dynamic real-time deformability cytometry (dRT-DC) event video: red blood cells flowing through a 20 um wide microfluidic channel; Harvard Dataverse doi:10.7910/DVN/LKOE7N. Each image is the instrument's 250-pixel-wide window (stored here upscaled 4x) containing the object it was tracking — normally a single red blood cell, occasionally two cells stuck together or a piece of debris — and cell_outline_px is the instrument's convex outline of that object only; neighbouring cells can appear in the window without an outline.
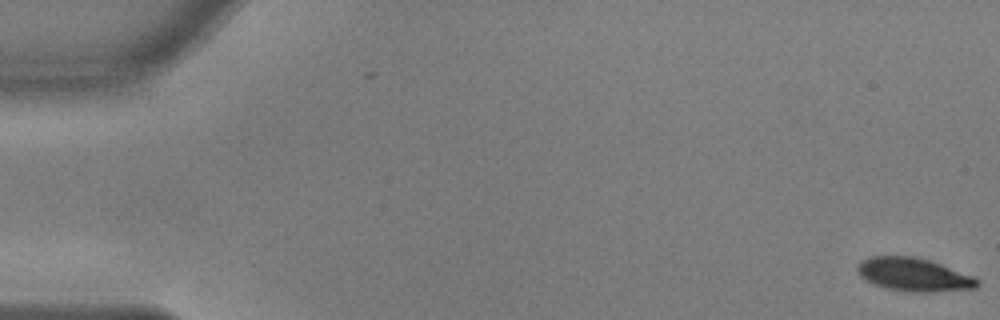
{"species": "common noctule bat (a hibernating species)", "species_latin": "Nyctalus noctula", "temperature_condition": "warm", "stored_images_in_passage": 3, "camera_frame_rate_fps": 3000, "um_per_image_px": 0.085, "animal": {"sex": "male", "body_mass_g": 17.9, "forearm_length_mm": 54.2}, "frame": {"image": 1, "passage_image": 3, "time_ms": 0.667, "image_size_px": [1000, 320], "cell_outline_px": [[980, 284], [976, 288], [932, 292], [912, 292], [888, 288], [872, 284], [864, 280], [856, 272], [856, 264], [860, 260], [868, 256], [916, 256], [976, 276], [980, 280]], "centroid_in_image_um": [77.65, 23.33], "position_along_channel_um": 7.4, "area_um2": 23.64}}